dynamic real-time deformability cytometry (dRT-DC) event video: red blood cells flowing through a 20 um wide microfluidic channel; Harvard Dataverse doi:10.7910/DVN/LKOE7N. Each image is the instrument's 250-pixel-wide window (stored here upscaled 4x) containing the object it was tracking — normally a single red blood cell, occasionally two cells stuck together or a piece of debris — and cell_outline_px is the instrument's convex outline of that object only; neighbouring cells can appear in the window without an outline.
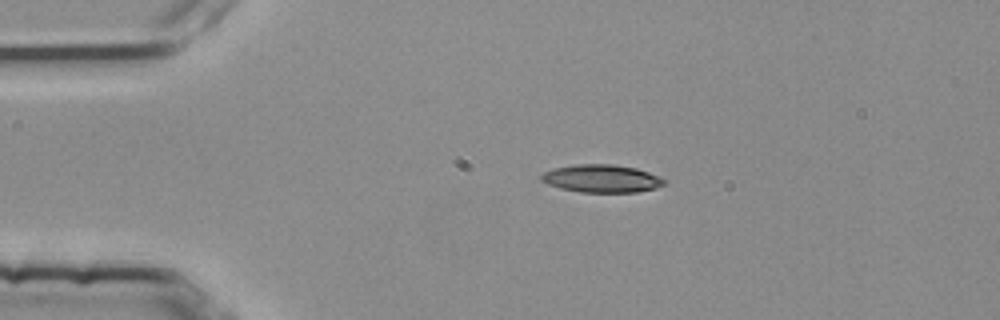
{"species": "common noctule bat (a hibernating species)", "species_latin": "Nyctalus noctula", "temperature_condition": "room temperature", "stored_images_in_passage": 3, "camera_frame_rate_fps": 3000, "um_per_image_px": 0.085, "animal": {"sex": "female", "body_mass_g": 25.1}, "frame": {"image": 1, "passage_image": 2, "time_ms": 0.333, "image_size_px": [1000, 320], "cell_outline_px": [[668, 180], [664, 184], [656, 188], [636, 192], [580, 192], [560, 188], [548, 184], [540, 180], [540, 176], [544, 172], [552, 168], [576, 164], [612, 164], [636, 168], [660, 176]], "centroid_in_image_um": [51.14, 15.17], "position_along_channel_um": 33.9, "area_um2": 20.06}}